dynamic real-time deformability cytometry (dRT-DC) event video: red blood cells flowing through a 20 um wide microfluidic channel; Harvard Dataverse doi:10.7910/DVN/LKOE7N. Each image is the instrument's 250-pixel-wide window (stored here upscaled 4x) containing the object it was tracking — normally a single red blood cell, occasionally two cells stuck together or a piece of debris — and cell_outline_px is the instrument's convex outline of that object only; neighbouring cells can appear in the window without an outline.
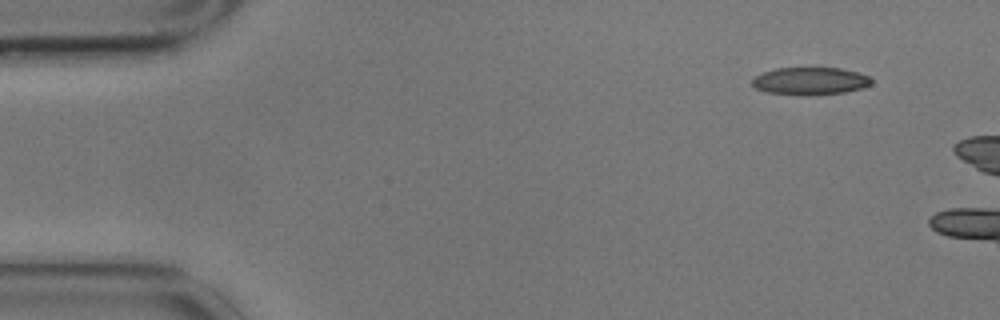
{"species": "common noctule bat (a hibernating species)", "species_latin": "Nyctalus noctula", "temperature_condition": "cold", "stored_images_in_passage": 3, "camera_frame_rate_fps": 3000, "um_per_image_px": 0.085, "animal": {"sex": "male", "body_mass_g": 17.9}, "frame": {"image": 1, "passage_image": 3, "time_ms": 0.667, "image_size_px": [1000, 320], "cell_outline_px": [[872, 84], [860, 88], [844, 92], [808, 96], [804, 96], [768, 92], [756, 88], [752, 84], [752, 80], [756, 76], [764, 72], [776, 68], [840, 68], [856, 72], [868, 76], [872, 80]], "centroid_in_image_um": [68.86, 6.89], "position_along_channel_um": 16.1, "area_um2": 19.02}}